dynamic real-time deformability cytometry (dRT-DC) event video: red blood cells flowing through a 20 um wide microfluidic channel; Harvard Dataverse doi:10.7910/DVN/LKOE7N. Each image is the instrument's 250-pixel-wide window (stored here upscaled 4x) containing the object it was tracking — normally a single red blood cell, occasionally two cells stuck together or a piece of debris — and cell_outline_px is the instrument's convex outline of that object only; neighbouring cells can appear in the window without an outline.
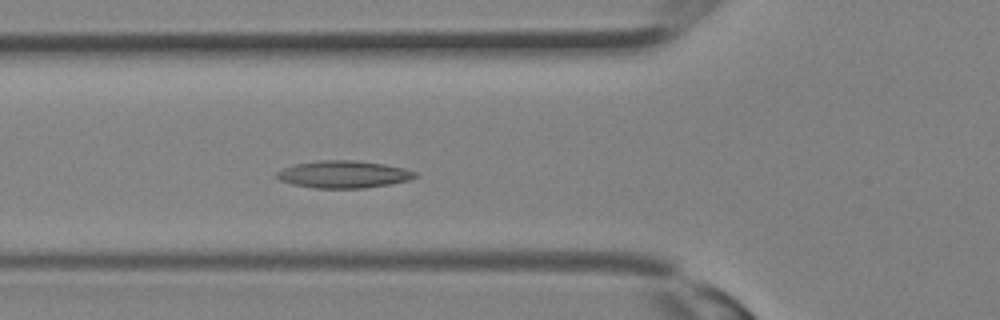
{"species": "Egyptian fruit bat (a non-hibernating species)", "species_latin": "Rousettus aegyptiacus", "temperature_condition": "room temperature", "stored_images_in_passage": 15, "camera_frame_rate_fps": 3000, "um_per_image_px": 0.085, "animal": {"sex": "female"}, "frame": {"image": 1, "passage_image": 11, "time_ms": 3.333, "image_size_px": [1000, 320], "cell_outline_px": [[420, 176], [412, 180], [364, 188], [316, 188], [292, 184], [280, 180], [276, 176], [276, 172], [284, 168], [296, 164], [320, 160], [356, 160], [384, 164], [404, 168], [416, 172]], "centroid_in_image_um": [29.25, 14.82], "position_along_channel_um": 96.5, "area_um2": 22.02}}
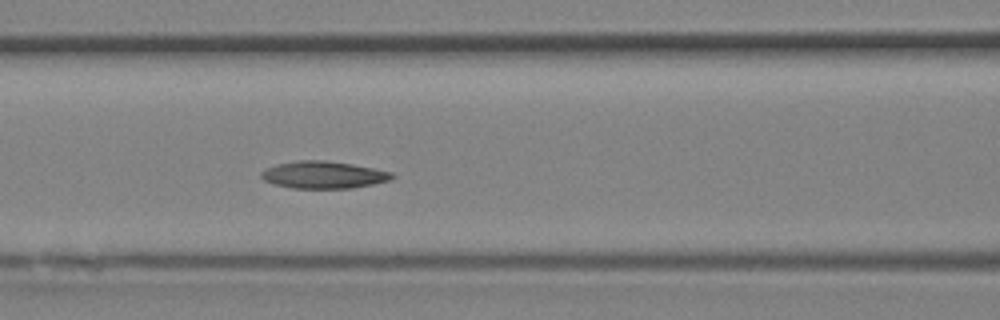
{"frame": {"image": 2, "passage_image": 13, "time_ms": 4.0, "image_size_px": [1000, 320], "cell_outline_px": [[396, 176], [392, 180], [352, 188], [292, 188], [272, 184], [264, 180], [260, 176], [260, 172], [276, 164], [296, 160], [324, 160], [352, 164], [392, 172]], "centroid_in_image_um": [27.49, 14.86], "position_along_channel_um": 139.1, "area_um2": 20.81}}
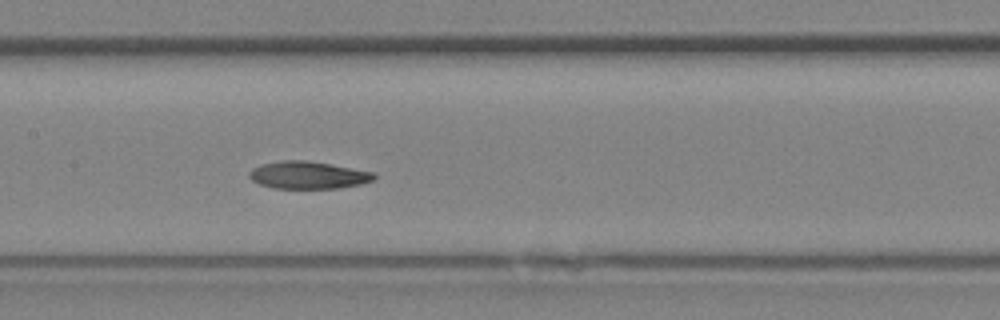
{"frame": {"image": 3, "passage_image": 15, "time_ms": 4.667, "image_size_px": [1000, 320], "cell_outline_px": [[376, 180], [360, 184], [340, 188], [272, 188], [260, 184], [252, 180], [248, 176], [248, 172], [252, 168], [260, 164], [280, 160], [304, 160], [332, 164], [376, 172]], "centroid_in_image_um": [26.2, 14.87], "position_along_channel_um": 181.2, "area_um2": 20.23}}